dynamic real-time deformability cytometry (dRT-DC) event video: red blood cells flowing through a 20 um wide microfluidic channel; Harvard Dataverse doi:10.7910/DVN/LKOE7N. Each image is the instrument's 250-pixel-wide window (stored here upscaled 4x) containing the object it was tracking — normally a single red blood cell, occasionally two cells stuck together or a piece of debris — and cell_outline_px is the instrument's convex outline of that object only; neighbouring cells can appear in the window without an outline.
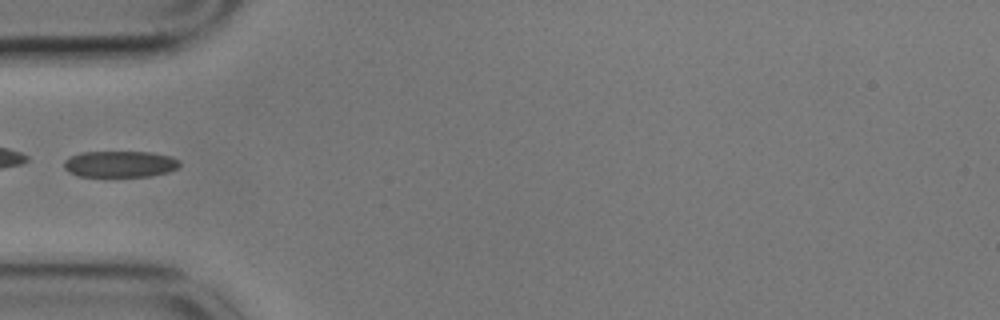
{"species": "common noctule bat (a hibernating species)", "species_latin": "Nyctalus noctula", "temperature_condition": "cold", "stored_images_in_passage": 37, "camera_frame_rate_fps": 3000, "um_per_image_px": 0.085, "animal": {"sex": "male", "body_mass_g": 17.9}, "frame": {"image": 1, "passage_image": 1, "time_ms": 0.0, "image_size_px": [1000, 320], "cell_outline_px": [[180, 164], [176, 168], [168, 172], [152, 176], [76, 176], [68, 172], [64, 168], [64, 160], [68, 156], [80, 152], [148, 152], [172, 156], [180, 160]], "centroid_in_image_um": [10.17, 13.94], "position_along_channel_um": 74.8, "area_um2": 17.92}}